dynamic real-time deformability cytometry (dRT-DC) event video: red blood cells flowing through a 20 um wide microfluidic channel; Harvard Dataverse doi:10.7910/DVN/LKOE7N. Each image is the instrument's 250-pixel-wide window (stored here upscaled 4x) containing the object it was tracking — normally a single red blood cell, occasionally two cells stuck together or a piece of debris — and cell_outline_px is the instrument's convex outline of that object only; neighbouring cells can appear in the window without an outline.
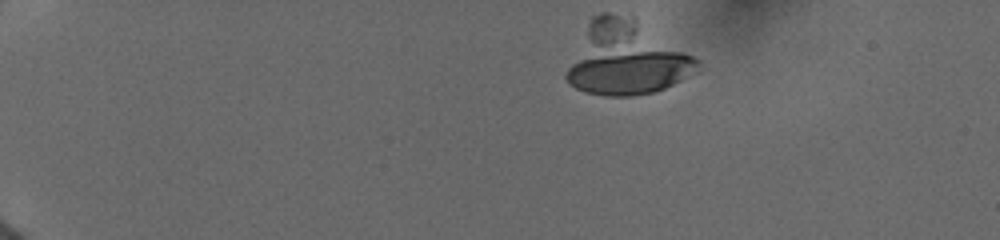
{"species": "human", "species_latin": "Homo sapiens", "temperature_condition": "cold", "stored_images_in_passage": 37, "camera_frame_rate_fps": 3000, "um_per_image_px": 0.085, "donor": {"sex": "female"}, "frame": {"image": 1, "passage_image": 1, "time_ms": 0.0, "image_size_px": [1000, 240], "cell_outline_px": [[700, 64], [680, 80], [664, 88], [652, 92], [632, 96], [604, 96], [584, 92], [568, 84], [564, 76], [588, 20], [592, 16], [600, 12], [608, 12], [632, 16], [700, 60]], "centroid_in_image_um": [53.17, 4.95], "position_along_channel_um": 31.8, "area_um2": 55.55}}
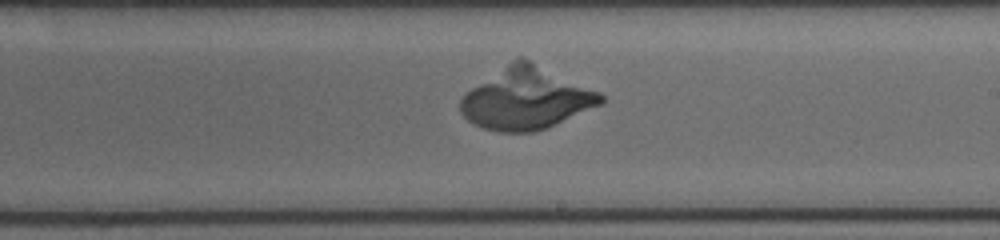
{"frame": {"image": 2, "passage_image": 22, "time_ms": 8.0, "image_size_px": [1000, 240], "cell_outline_px": [[604, 100], [600, 104], [544, 128], [532, 132], [496, 132], [472, 124], [460, 112], [460, 100], [472, 88], [516, 56], [520, 56], [600, 92], [604, 96]], "centroid_in_image_um": [44.7, 8.37], "position_along_channel_um": 244.3, "area_um2": 49.77}}
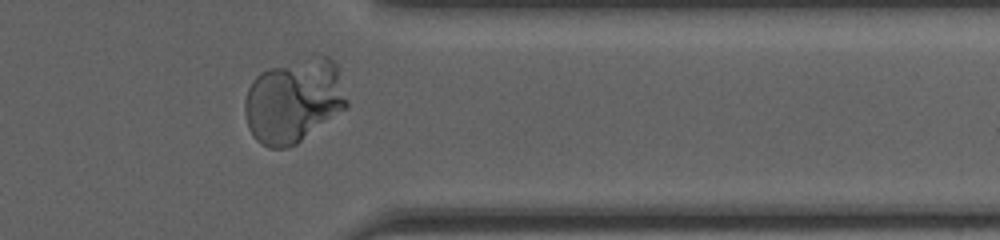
{"frame": {"image": 3, "passage_image": 33, "time_ms": 11.667, "image_size_px": [1000, 240], "cell_outline_px": [[348, 104], [344, 108], [296, 144], [288, 148], [268, 148], [260, 144], [252, 136], [248, 128], [244, 112], [244, 100], [248, 88], [252, 80], [260, 72], [268, 68], [320, 56], [328, 56], [336, 64], [348, 100]], "centroid_in_image_um": [24.93, 8.59], "position_along_channel_um": 386.5, "area_um2": 49.71}}